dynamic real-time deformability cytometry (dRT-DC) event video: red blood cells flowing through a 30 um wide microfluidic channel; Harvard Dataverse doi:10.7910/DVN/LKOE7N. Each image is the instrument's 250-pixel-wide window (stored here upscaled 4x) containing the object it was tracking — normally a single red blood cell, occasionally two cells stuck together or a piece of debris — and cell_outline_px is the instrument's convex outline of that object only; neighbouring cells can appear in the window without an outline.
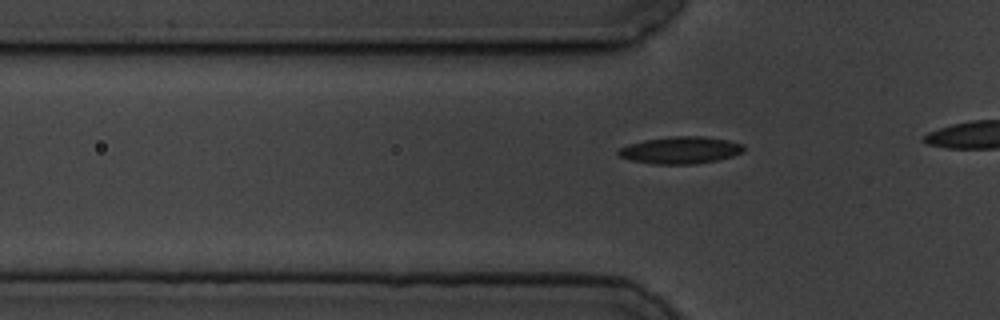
{"species": "common noctule bat (a hibernating species)", "species_latin": "Nyctalus noctula", "temperature_condition": "cold", "stored_images_in_passage": 19, "camera_frame_rate_fps": 3000, "um_per_image_px": 0.085, "animal": {"sex": "male", "body_mass_g": 19.5, "forearm_length_mm": 54.6}, "frame": {"image": 1, "passage_image": 12, "time_ms": 3.667, "image_size_px": [1000, 320], "cell_outline_px": [[744, 152], [732, 156], [716, 160], [696, 164], [652, 164], [628, 160], [620, 156], [616, 152], [620, 148], [628, 144], [644, 140], [672, 136], [704, 136], [728, 140], [744, 144]], "centroid_in_image_um": [57.84, 12.76], "position_along_channel_um": 68.0, "area_um2": 19.94}}
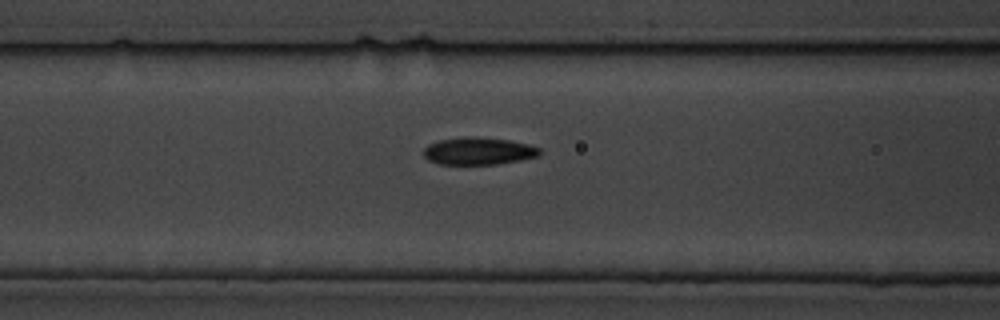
{"frame": {"image": 2, "passage_image": 17, "time_ms": 5.333, "image_size_px": [1000, 320], "cell_outline_px": [[540, 156], [520, 160], [496, 164], [440, 164], [428, 160], [424, 156], [424, 148], [428, 144], [440, 140], [472, 136], [508, 140], [528, 144], [540, 148]], "centroid_in_image_um": [40.68, 12.84], "position_along_channel_um": 125.9, "area_um2": 18.38}}